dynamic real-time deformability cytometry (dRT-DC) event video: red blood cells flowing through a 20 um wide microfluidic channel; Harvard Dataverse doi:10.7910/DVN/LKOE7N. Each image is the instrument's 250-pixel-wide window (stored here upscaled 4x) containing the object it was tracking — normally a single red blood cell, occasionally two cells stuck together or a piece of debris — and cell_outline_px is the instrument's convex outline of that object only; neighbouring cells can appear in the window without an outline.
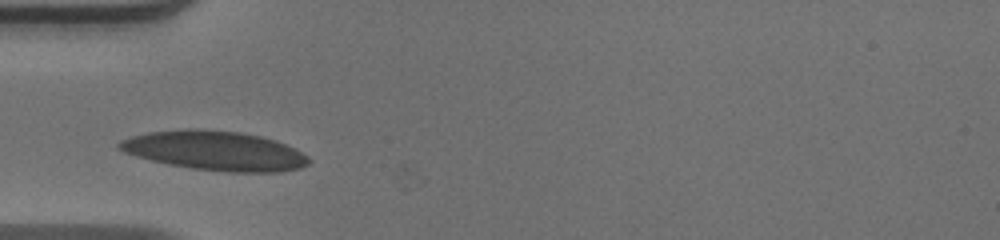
{"species": "human", "species_latin": "Homo sapiens", "temperature_condition": "warm", "stored_images_in_passage": 12, "camera_frame_rate_fps": 3000, "um_per_image_px": 0.085, "donor": {"sex": "male"}, "frame": {"image": 1, "passage_image": 1, "time_ms": 0.0, "image_size_px": [1000, 240], "cell_outline_px": [[312, 160], [308, 164], [300, 168], [280, 172], [228, 172], [192, 168], [168, 164], [136, 156], [124, 152], [116, 148], [116, 144], [120, 140], [132, 136], [148, 132], [184, 128], [200, 128], [240, 132], [260, 136], [276, 140], [308, 156]], "centroid_in_image_um": [18.24, 12.8], "position_along_channel_um": 66.8, "area_um2": 43.64}}
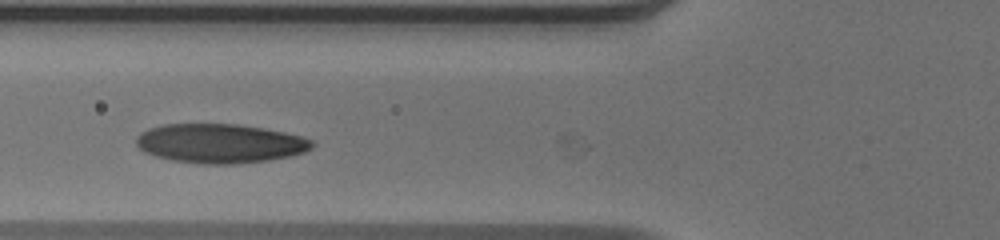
{"frame": {"image": 2, "passage_image": 4, "time_ms": 1.0, "image_size_px": [1000, 240], "cell_outline_px": [[316, 144], [312, 148], [304, 152], [292, 156], [268, 160], [236, 164], [204, 164], [172, 160], [156, 156], [144, 152], [136, 144], [136, 136], [140, 132], [148, 128], [164, 124], [236, 124], [264, 128], [284, 132], [300, 136], [312, 140]], "centroid_in_image_um": [18.7, 12.19], "position_along_channel_um": 107.1, "area_um2": 40.34}}
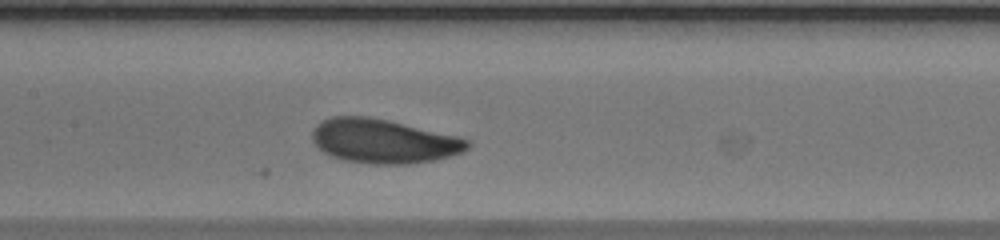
{"frame": {"image": 3, "passage_image": 9, "time_ms": 2.667, "image_size_px": [1000, 240], "cell_outline_px": [[468, 148], [464, 152], [436, 160], [412, 164], [368, 164], [344, 160], [328, 156], [316, 148], [312, 140], [312, 128], [320, 120], [332, 116], [368, 116], [388, 120], [456, 136], [468, 140]], "centroid_in_image_um": [32.52, 12.0], "position_along_channel_um": 174.9, "area_um2": 40.34}}